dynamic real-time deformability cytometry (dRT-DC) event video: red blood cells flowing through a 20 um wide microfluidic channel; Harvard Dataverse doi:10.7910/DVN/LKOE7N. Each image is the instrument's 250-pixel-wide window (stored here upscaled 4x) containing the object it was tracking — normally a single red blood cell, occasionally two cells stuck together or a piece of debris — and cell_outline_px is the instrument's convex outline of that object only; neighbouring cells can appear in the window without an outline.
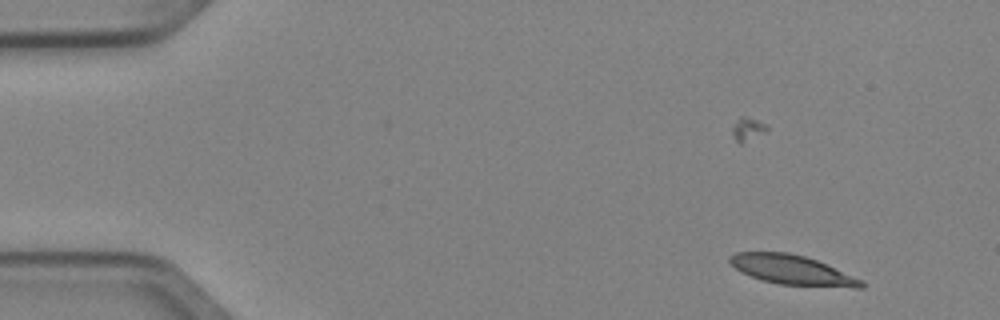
{"species": "Egyptian fruit bat (a non-hibernating species)", "species_latin": "Rousettus aegyptiacus", "temperature_condition": "cold", "stored_images_in_passage": 4, "camera_frame_rate_fps": 3000, "um_per_image_px": 0.085, "animal": {"sex": "female"}, "frame": {"image": 1, "passage_image": 1, "time_ms": 0.0, "image_size_px": [1000, 320], "cell_outline_px": [[864, 288], [852, 288], [780, 284], [764, 280], [740, 272], [728, 260], [728, 256], [736, 252], [788, 252], [804, 256], [816, 260], [864, 280]], "centroid_in_image_um": [67.36, 22.95], "position_along_channel_um": 17.6, "area_um2": 22.54}}
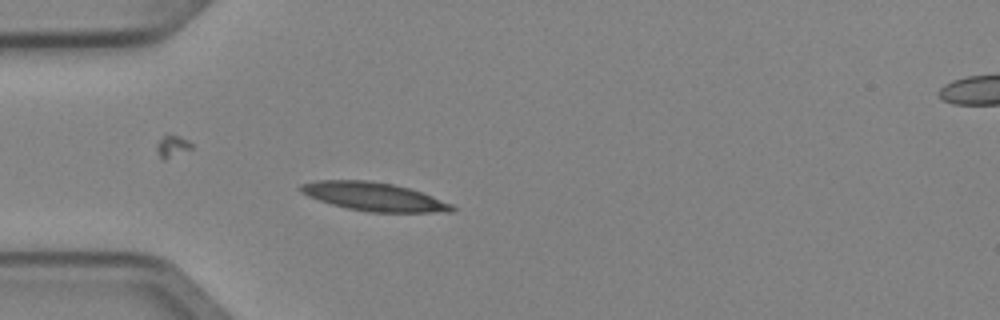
{"frame": {"image": 2, "passage_image": 4, "time_ms": 1.0, "image_size_px": [1000, 320], "cell_outline_px": [[456, 208], [452, 212], [368, 212], [348, 208], [332, 204], [308, 196], [300, 192], [296, 188], [300, 184], [316, 180], [368, 180], [392, 184], [408, 188], [432, 196], [452, 204]], "centroid_in_image_um": [31.74, 16.71], "position_along_channel_um": 53.3, "area_um2": 25.03}}